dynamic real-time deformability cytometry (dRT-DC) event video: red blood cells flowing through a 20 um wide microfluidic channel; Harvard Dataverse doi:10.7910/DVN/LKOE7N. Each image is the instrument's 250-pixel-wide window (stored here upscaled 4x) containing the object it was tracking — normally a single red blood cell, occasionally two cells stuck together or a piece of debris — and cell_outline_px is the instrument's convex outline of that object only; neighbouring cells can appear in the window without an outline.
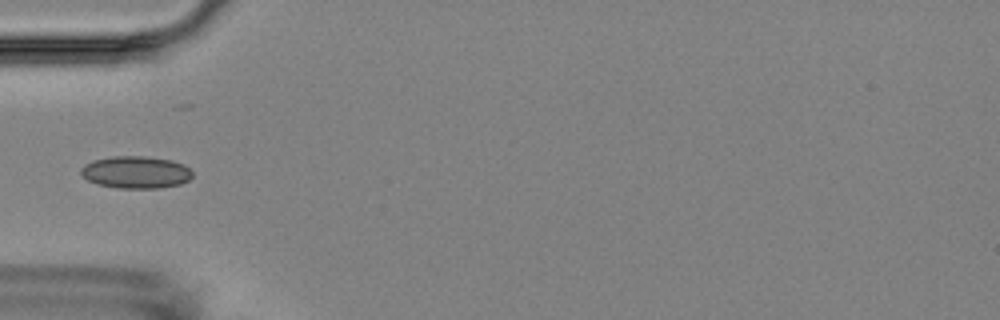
{"species": "Egyptian fruit bat (a non-hibernating species)", "species_latin": "Rousettus aegyptiacus", "temperature_condition": "room temperature", "stored_images_in_passage": 6, "camera_frame_rate_fps": 3000, "um_per_image_px": 0.085, "animal": {"sex": "female"}, "frame": {"image": 1, "passage_image": 6, "time_ms": 5.667, "image_size_px": [1000, 320], "cell_outline_px": [[192, 176], [188, 180], [180, 184], [160, 188], [116, 188], [96, 184], [88, 180], [80, 172], [80, 168], [84, 164], [96, 160], [112, 156], [144, 156], [172, 160], [184, 164], [192, 172]], "centroid_in_image_um": [11.55, 14.64], "position_along_channel_um": 73.5, "area_um2": 20.98}}